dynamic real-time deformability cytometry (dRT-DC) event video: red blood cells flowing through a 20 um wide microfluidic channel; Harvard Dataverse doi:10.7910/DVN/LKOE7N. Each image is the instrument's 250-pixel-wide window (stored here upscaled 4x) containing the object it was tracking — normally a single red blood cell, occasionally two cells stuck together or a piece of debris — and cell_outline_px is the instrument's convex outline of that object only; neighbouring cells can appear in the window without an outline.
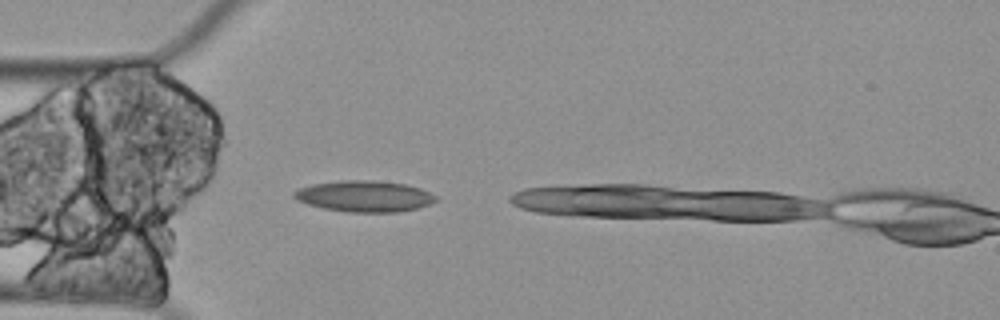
{"species": "Egyptian fruit bat (a non-hibernating species)", "species_latin": "Rousettus aegyptiacus", "temperature_condition": "cold", "stored_images_in_passage": 2, "camera_frame_rate_fps": 3000, "um_per_image_px": 0.085, "animal": {"sex": "female"}, "frame": {"image": 1, "passage_image": 1, "time_ms": 0.0, "image_size_px": [1000, 320], "cell_outline_px": [[440, 200], [416, 208], [400, 212], [348, 212], [324, 208], [308, 204], [296, 200], [292, 196], [292, 192], [300, 188], [312, 184], [344, 180], [372, 180], [404, 184], [420, 188], [436, 196]], "centroid_in_image_um": [30.96, 16.68], "position_along_channel_um": 54.0, "area_um2": 25.66}}